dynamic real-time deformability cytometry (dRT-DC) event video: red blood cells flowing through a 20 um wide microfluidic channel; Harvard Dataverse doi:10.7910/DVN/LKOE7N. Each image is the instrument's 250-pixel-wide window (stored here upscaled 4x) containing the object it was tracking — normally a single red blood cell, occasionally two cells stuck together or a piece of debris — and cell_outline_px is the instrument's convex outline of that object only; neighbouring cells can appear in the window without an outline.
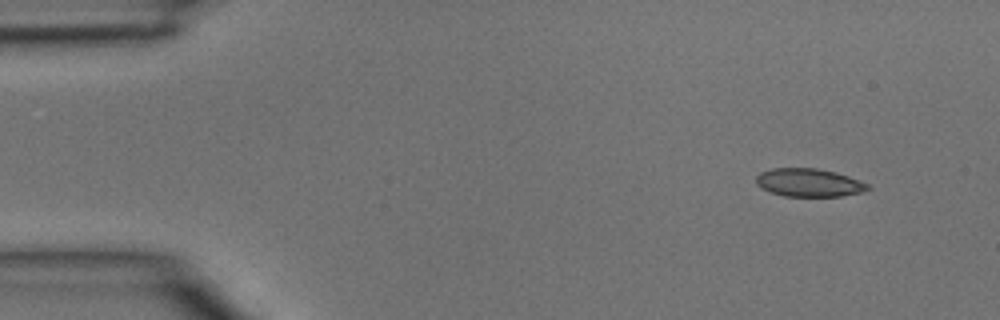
{"species": "common noctule bat (a hibernating species)", "species_latin": "Nyctalus noctula", "temperature_condition": "room temperature", "stored_images_in_passage": 3, "camera_frame_rate_fps": 3000, "um_per_image_px": 0.085, "animal": {"sex": "male", "body_mass_g": 15.6}, "frame": {"image": 1, "passage_image": 1, "time_ms": 0.0, "image_size_px": [1000, 320], "cell_outline_px": [[872, 188], [860, 192], [840, 196], [784, 196], [772, 192], [756, 184], [756, 176], [760, 172], [772, 168], [816, 168], [836, 172], [848, 176], [868, 184]], "centroid_in_image_um": [68.75, 15.51], "position_along_channel_um": 16.2, "area_um2": 18.15}}